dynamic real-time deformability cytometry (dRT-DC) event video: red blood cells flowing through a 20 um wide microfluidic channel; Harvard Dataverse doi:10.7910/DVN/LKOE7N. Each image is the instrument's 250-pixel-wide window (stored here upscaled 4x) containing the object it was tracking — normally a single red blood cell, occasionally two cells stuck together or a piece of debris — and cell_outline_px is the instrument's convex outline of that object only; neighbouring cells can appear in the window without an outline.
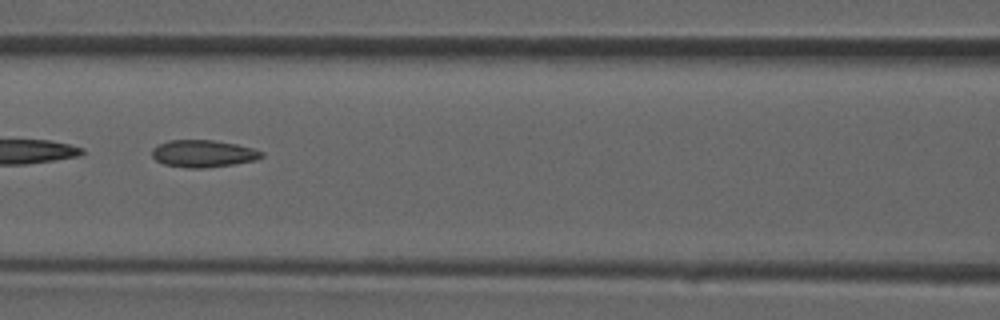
{"species": "common noctule bat (a hibernating species)", "species_latin": "Nyctalus noctula", "temperature_condition": "room temperature", "stored_images_in_passage": 39, "camera_frame_rate_fps": 3000, "um_per_image_px": 0.085, "animal": {"sex": "male", "forearm_length_mm": 52.5}, "frame": {"image": 1, "passage_image": 17, "time_ms": 5.333, "image_size_px": [1000, 320], "cell_outline_px": [[264, 156], [256, 160], [236, 164], [204, 168], [188, 168], [164, 164], [156, 160], [152, 156], [152, 148], [168, 140], [212, 140], [236, 144], [252, 148], [264, 152]], "centroid_in_image_um": [17.29, 13.06], "position_along_channel_um": 149.3, "area_um2": 17.4}}